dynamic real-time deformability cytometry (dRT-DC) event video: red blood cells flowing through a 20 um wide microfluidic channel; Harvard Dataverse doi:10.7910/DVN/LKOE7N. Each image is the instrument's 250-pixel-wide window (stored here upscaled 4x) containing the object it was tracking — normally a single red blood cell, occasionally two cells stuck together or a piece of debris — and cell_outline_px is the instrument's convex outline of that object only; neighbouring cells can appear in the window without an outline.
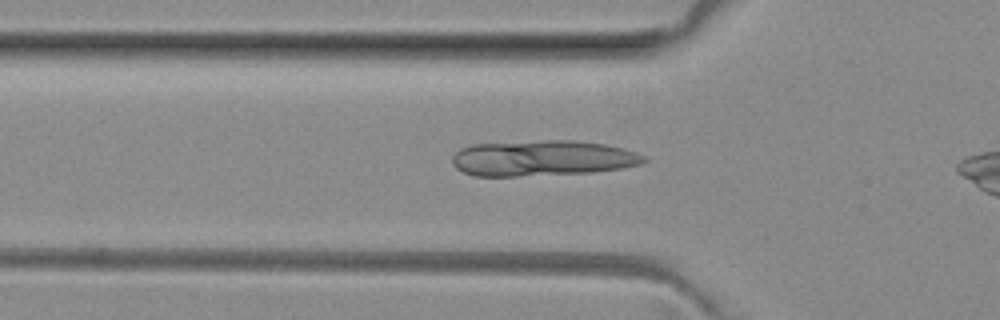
{"species": "common noctule bat (a hibernating species)", "species_latin": "Nyctalus noctula", "temperature_condition": "room temperature", "stored_images_in_passage": 33, "camera_frame_rate_fps": 3000, "um_per_image_px": 0.085, "animal": {"sex": "female", "body_mass_g": 29.2, "forearm_length_mm": 56.3}, "frame": {"image": 1, "passage_image": 8, "time_ms": 2.333, "image_size_px": [1000, 320], "cell_outline_px": [[648, 160], [640, 164], [624, 168], [592, 172], [516, 176], [476, 176], [464, 172], [456, 168], [452, 164], [452, 156], [460, 148], [472, 144], [548, 140], [576, 140], [604, 144], [624, 148], [636, 152], [644, 156]], "centroid_in_image_um": [46.11, 13.44], "position_along_channel_um": 79.7, "area_um2": 39.94}}
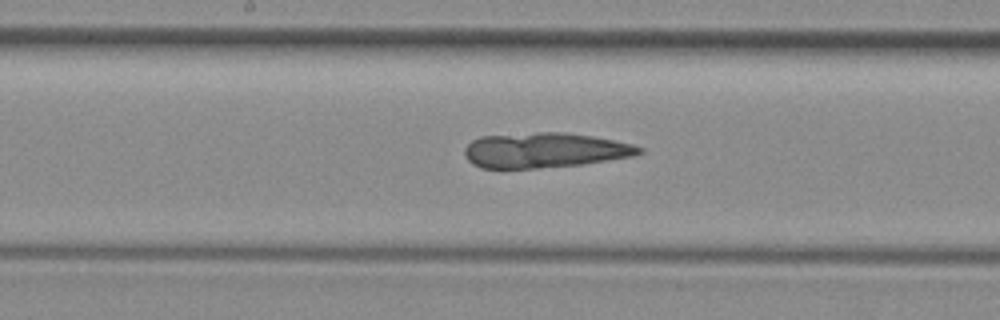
{"frame": {"image": 2, "passage_image": 17, "time_ms": 5.333, "image_size_px": [1000, 320], "cell_outline_px": [[644, 152], [632, 156], [580, 164], [536, 168], [480, 168], [472, 164], [464, 156], [464, 148], [472, 140], [480, 136], [536, 132], [564, 132], [592, 136], [632, 144], [644, 148]], "centroid_in_image_um": [46.25, 12.76], "position_along_channel_um": 202.0, "area_um2": 35.6}}
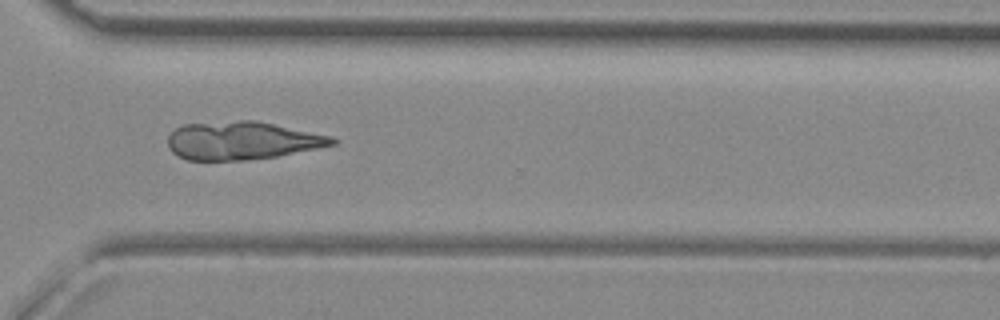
{"frame": {"image": 3, "passage_image": 28, "time_ms": 9.0, "image_size_px": [1000, 320], "cell_outline_px": [[340, 140], [336, 144], [276, 156], [244, 160], [188, 160], [172, 152], [168, 148], [168, 136], [176, 128], [184, 124], [240, 120], [256, 120], [332, 136]], "centroid_in_image_um": [20.58, 11.94], "position_along_channel_um": 350.0, "area_um2": 36.36}}